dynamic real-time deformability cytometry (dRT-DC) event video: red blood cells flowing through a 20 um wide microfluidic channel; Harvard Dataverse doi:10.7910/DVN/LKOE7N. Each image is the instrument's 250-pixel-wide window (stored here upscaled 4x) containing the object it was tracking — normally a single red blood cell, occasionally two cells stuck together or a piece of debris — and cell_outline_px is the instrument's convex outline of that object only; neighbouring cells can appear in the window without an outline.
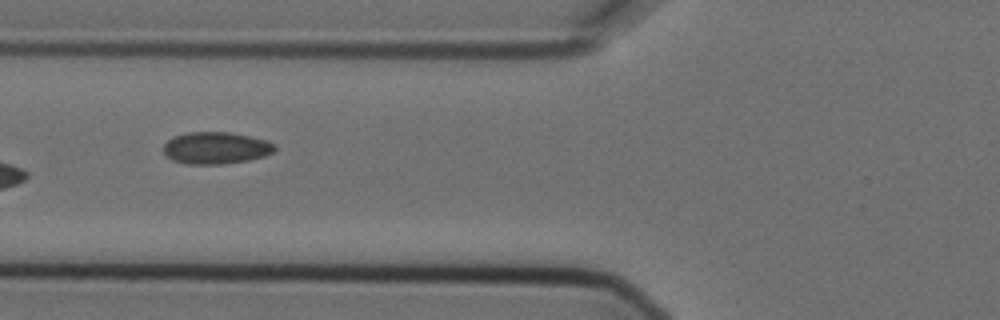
{"species": "Egyptian fruit bat (a non-hibernating species)", "species_latin": "Rousettus aegyptiacus", "temperature_condition": "cold", "stored_images_in_passage": 14, "camera_frame_rate_fps": 3000, "um_per_image_px": 0.085, "animal": {"sex": "female"}, "frame": {"image": 1, "passage_image": 5, "time_ms": 1.333, "image_size_px": [1000, 320], "cell_outline_px": [[276, 148], [272, 152], [264, 156], [248, 160], [224, 164], [184, 164], [172, 160], [164, 152], [164, 144], [172, 136], [188, 132], [228, 132], [248, 136], [264, 140], [276, 144]], "centroid_in_image_um": [18.32, 12.58], "position_along_channel_um": 107.5, "area_um2": 20.69}}
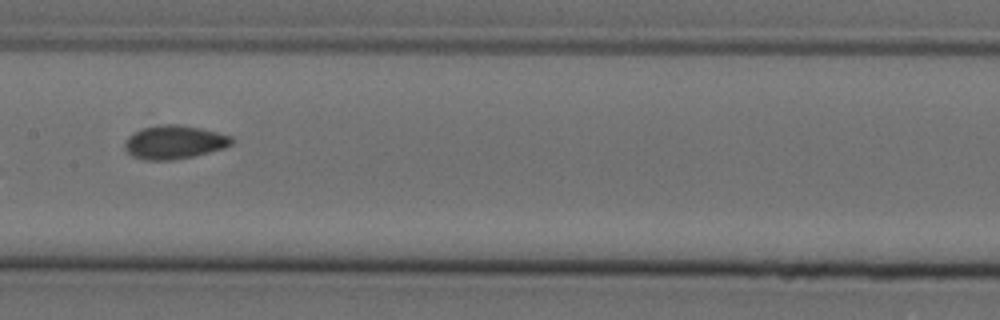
{"frame": {"image": 2, "passage_image": 7, "time_ms": 2.0, "image_size_px": [1000, 320], "cell_outline_px": [[236, 140], [232, 144], [224, 148], [192, 156], [172, 160], [144, 160], [132, 156], [124, 148], [124, 144], [128, 136], [132, 132], [140, 128], [160, 124], [176, 124], [200, 128], [232, 136]], "centroid_in_image_um": [14.79, 12.07], "position_along_channel_um": 192.6, "area_um2": 21.04}}